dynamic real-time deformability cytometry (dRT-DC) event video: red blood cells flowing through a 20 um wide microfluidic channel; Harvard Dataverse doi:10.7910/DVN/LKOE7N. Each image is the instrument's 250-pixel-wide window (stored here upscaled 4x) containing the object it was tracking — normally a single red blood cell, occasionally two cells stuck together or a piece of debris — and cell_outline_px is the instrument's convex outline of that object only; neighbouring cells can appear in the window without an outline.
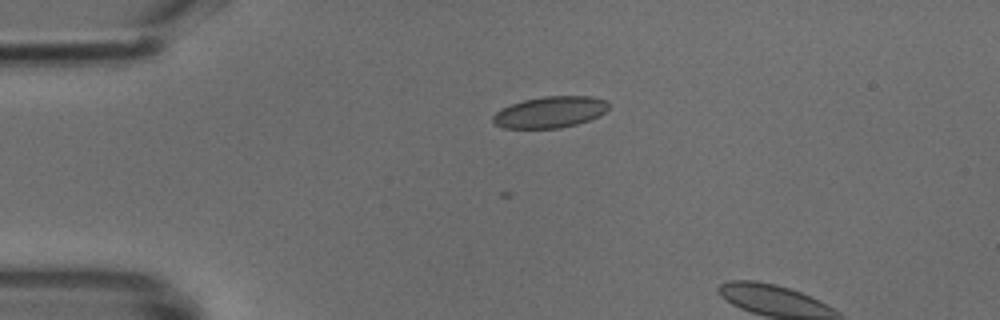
{"species": "common noctule bat (a hibernating species)", "species_latin": "Nyctalus noctula", "temperature_condition": "cold", "stored_images_in_passage": 3, "camera_frame_rate_fps": 3000, "um_per_image_px": 0.085, "animal": {"sex": "male", "body_mass_g": 18.8}, "frame": {"image": 1, "passage_image": 1, "time_ms": 0.0, "image_size_px": [1000, 320], "cell_outline_px": [[608, 108], [600, 116], [576, 124], [560, 128], [504, 128], [496, 124], [492, 120], [492, 116], [496, 112], [512, 104], [524, 100], [544, 96], [592, 96], [604, 100], [608, 104]], "centroid_in_image_um": [46.76, 9.53], "position_along_channel_um": 38.2, "area_um2": 20.92}}